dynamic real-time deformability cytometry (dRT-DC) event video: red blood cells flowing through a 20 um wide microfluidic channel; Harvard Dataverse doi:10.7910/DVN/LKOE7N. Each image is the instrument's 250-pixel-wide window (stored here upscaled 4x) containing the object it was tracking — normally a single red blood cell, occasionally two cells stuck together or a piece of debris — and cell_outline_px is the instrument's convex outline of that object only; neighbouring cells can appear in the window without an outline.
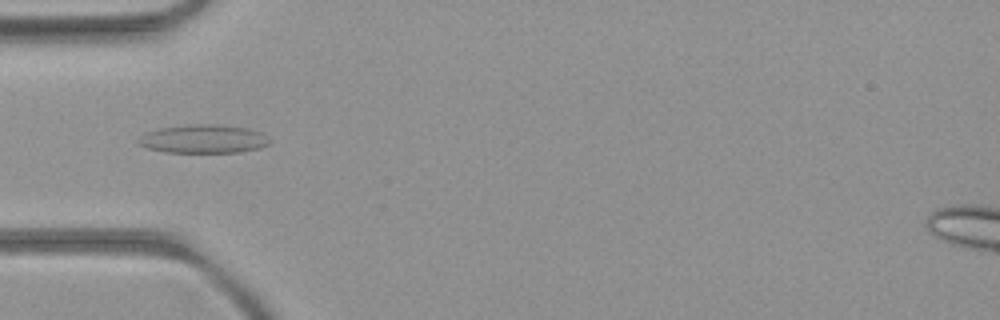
{"species": "common noctule bat (a hibernating species)", "species_latin": "Nyctalus noctula", "temperature_condition": "room temperature", "stored_images_in_passage": 40, "camera_frame_rate_fps": 3000, "um_per_image_px": 0.085, "animal": {"sex": "female", "body_mass_g": 21.9}, "frame": {"image": 1, "passage_image": 5, "time_ms": 1.333, "image_size_px": [1000, 320], "cell_outline_px": [[272, 140], [268, 144], [260, 148], [240, 152], [164, 152], [144, 148], [136, 140], [140, 136], [148, 132], [160, 128], [196, 124], [212, 124], [248, 128], [260, 132]], "centroid_in_image_um": [17.29, 11.82], "position_along_channel_um": 67.7, "area_um2": 21.73}}
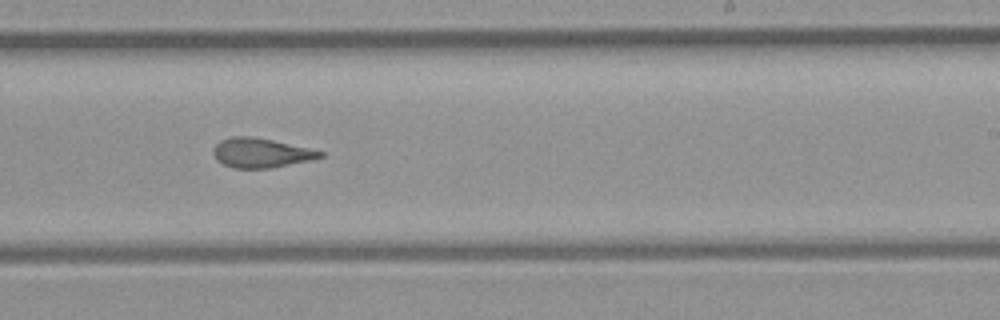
{"frame": {"image": 2, "passage_image": 20, "time_ms": 6.333, "image_size_px": [1000, 320], "cell_outline_px": [[324, 156], [308, 160], [272, 168], [232, 168], [216, 160], [212, 152], [212, 148], [220, 140], [232, 136], [252, 136], [272, 140], [324, 152]], "centroid_in_image_um": [22.11, 12.99], "position_along_channel_um": 266.9, "area_um2": 18.21}}
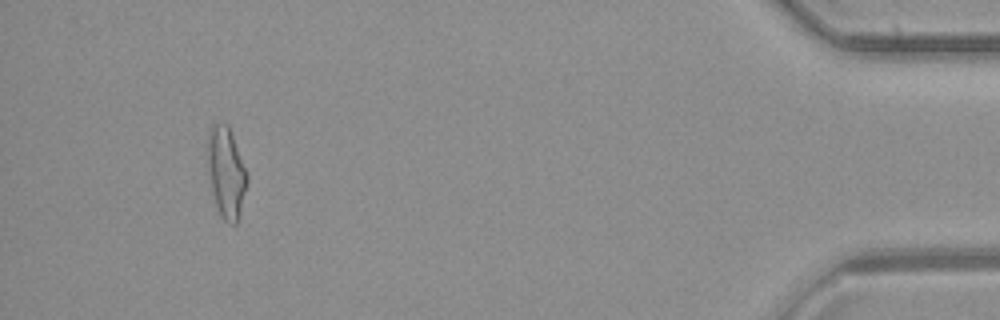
{"frame": {"image": 3, "passage_image": 37, "time_ms": 12.0, "image_size_px": [1000, 320], "cell_outline_px": [[248, 180], [240, 216], [236, 224], [228, 224], [220, 216], [212, 192], [208, 160], [208, 132], [212, 124], [228, 124], [248, 172]], "centroid_in_image_um": [19.26, 14.69], "position_along_channel_um": 415.9, "area_um2": 20.92}, "authors_computed_cell_mechanics": {"area_um2": 19.1607, "velocity_mm_per_s": 3.9668, "shape_relaxation_time_tau1_ms": null, "shape_relaxation_time_tau2_ms": 2.3717, "deformation_change_tau1": null, "deformation_change_tau2": 0.1036}}